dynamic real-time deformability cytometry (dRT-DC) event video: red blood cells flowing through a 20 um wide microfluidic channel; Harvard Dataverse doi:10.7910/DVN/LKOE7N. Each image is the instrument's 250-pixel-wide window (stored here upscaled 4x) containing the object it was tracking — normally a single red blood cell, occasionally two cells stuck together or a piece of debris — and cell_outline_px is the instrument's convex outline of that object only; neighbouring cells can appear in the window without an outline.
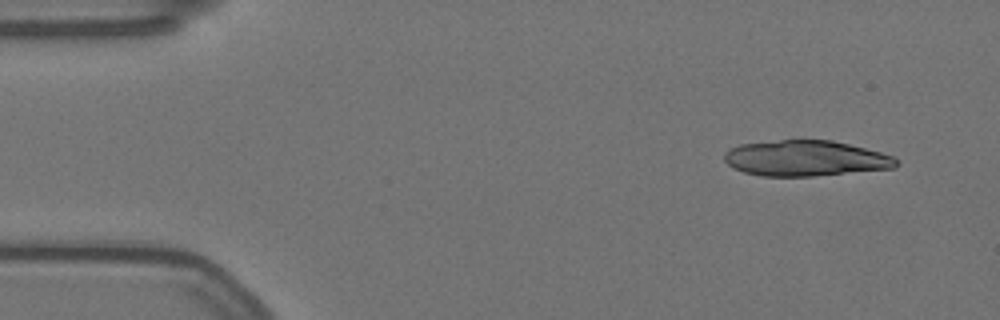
{"species": "Egyptian fruit bat (a non-hibernating species)", "species_latin": "Rousettus aegyptiacus", "temperature_condition": "warm", "stored_images_in_passage": 57, "camera_frame_rate_fps": 3000, "um_per_image_px": 0.085, "animal": {"sex": "female"}, "frame": {"image": 1, "passage_image": 4, "time_ms": 1.0, "image_size_px": [1000, 320], "cell_outline_px": [[900, 164], [896, 168], [812, 176], [760, 176], [744, 172], [732, 168], [724, 160], [724, 152], [728, 148], [740, 144], [780, 140], [832, 140], [880, 152], [892, 156]], "centroid_in_image_um": [68.44, 13.46], "position_along_channel_um": 16.6, "area_um2": 35.78}}
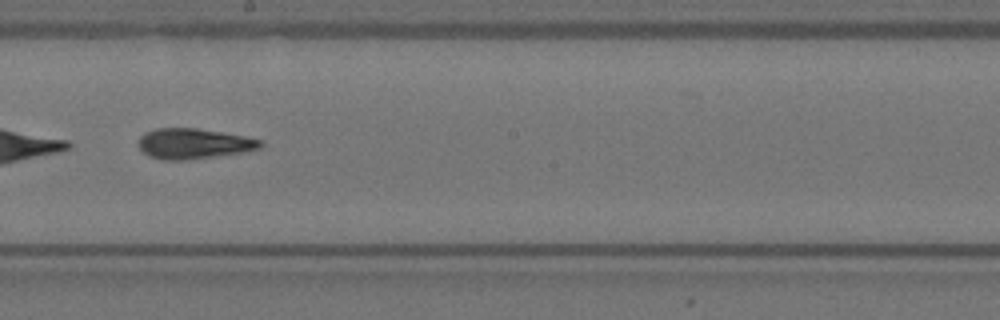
{"frame": {"image": 2, "passage_image": 31, "time_ms": 10.0, "image_size_px": [1000, 320], "cell_outline_px": [[264, 144], [260, 148], [240, 152], [184, 160], [164, 160], [148, 156], [140, 148], [140, 136], [144, 132], [156, 128], [196, 128], [244, 136], [264, 140]], "centroid_in_image_um": [16.45, 12.2], "position_along_channel_um": 231.7, "area_um2": 21.33}}
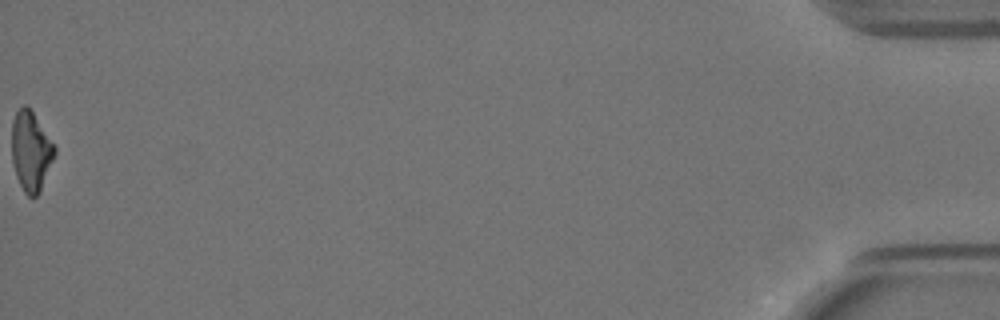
{"frame": {"image": 3, "passage_image": 57, "time_ms": 18.667, "image_size_px": [1000, 320], "cell_outline_px": [[56, 152], [40, 192], [36, 196], [28, 196], [24, 192], [16, 176], [12, 160], [12, 120], [16, 112], [24, 104], [32, 112], [56, 148]], "centroid_in_image_um": [2.61, 12.88], "position_along_channel_um": 432.6, "area_um2": 19.54}, "authors_computed_cell_mechanics": {"area_um2": 21.3282, "velocity_mm_per_s": 3.5288, "shape_relaxation_time_tau1_ms": 5.5979, "shape_relaxation_time_tau2_ms": 2.3049, "deformation_change_tau1": 0.2012, "deformation_change_tau2": 0.1256}}